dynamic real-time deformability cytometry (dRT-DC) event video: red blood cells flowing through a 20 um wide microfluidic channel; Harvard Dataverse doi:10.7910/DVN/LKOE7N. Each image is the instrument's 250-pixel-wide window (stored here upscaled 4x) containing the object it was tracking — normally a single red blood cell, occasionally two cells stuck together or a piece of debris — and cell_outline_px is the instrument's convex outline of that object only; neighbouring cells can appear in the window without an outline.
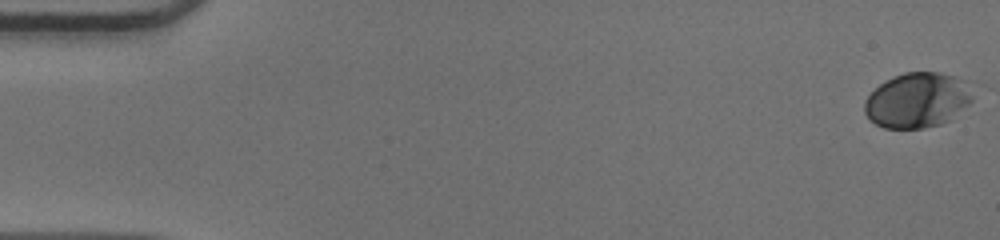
{"species": "human", "species_latin": "Homo sapiens", "temperature_condition": "warm", "stored_images_in_passage": 52, "camera_frame_rate_fps": 3000, "um_per_image_px": 0.085, "donor": {"sex": "male"}, "frame": {"image": 1, "passage_image": 1, "time_ms": 0.0, "image_size_px": [1000, 240], "cell_outline_px": [[972, 100], [968, 104], [948, 120], [940, 124], [924, 128], [884, 128], [876, 124], [864, 112], [864, 100], [884, 80], [904, 72], [940, 72], [956, 76], [972, 96]], "centroid_in_image_um": [77.9, 8.52], "position_along_channel_um": 7.1, "area_um2": 34.04}}
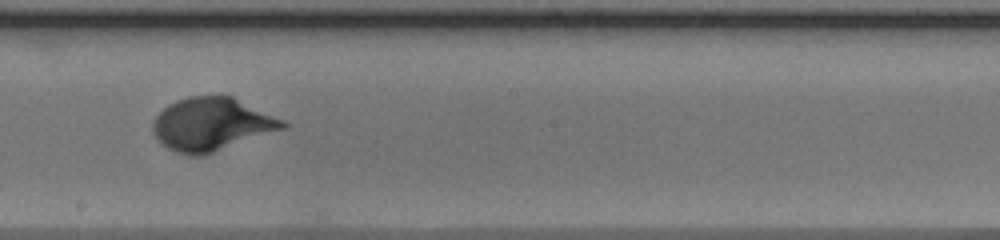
{"frame": {"image": 2, "passage_image": 30, "time_ms": 9.667, "image_size_px": [1000, 240], "cell_outline_px": [[288, 124], [284, 128], [200, 156], [192, 156], [176, 152], [168, 148], [156, 136], [152, 128], [152, 120], [168, 104], [176, 100], [188, 96], [232, 96], [284, 120]], "centroid_in_image_um": [17.96, 10.54], "position_along_channel_um": 230.2, "area_um2": 39.48}}
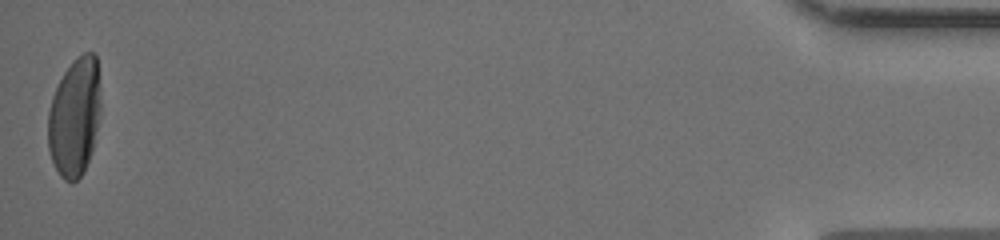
{"frame": {"image": 3, "passage_image": 52, "time_ms": 17.0, "image_size_px": [1000, 240], "cell_outline_px": [[100, 116], [92, 148], [84, 172], [72, 184], [64, 180], [60, 176], [52, 160], [48, 148], [48, 112], [52, 96], [64, 72], [84, 52], [96, 52], [100, 104]], "centroid_in_image_um": [6.34, 9.98], "position_along_channel_um": 428.9, "area_um2": 36.13}, "authors_computed_cell_mechanics": {"area_um2": 36.2406, "velocity_mm_per_s": 3.9778, "shape_relaxation_time_tau1_ms": 3.6483, "shape_relaxation_time_tau2_ms": null, "deformation_change_tau1": 0.2082, "deformation_change_tau2": null}}